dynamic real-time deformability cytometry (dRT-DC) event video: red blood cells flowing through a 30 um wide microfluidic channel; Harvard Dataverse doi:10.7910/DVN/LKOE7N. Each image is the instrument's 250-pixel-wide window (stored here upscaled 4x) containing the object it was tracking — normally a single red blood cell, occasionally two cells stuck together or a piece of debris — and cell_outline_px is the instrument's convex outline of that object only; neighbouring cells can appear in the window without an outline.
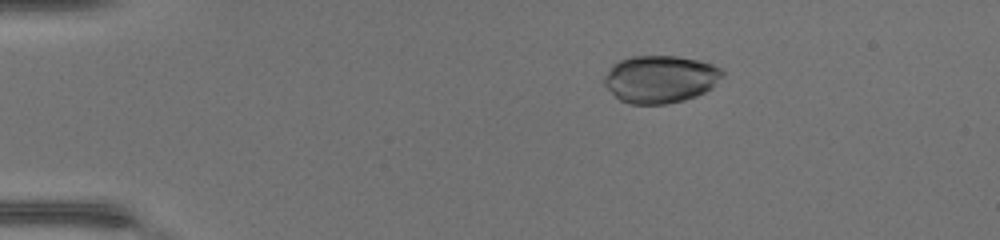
{"species": "common noctule bat (a hibernating species)", "species_latin": "Nyctalus noctula", "temperature_condition": "warm", "stored_images_in_passage": 49, "camera_frame_rate_fps": 3000, "um_per_image_px": 0.085, "animal": {"sex": "female", "body_mass_g": 17.0, "forearm_length_mm": 48.0}, "frame": {"image": 1, "passage_image": 10, "time_ms": 3.0, "image_size_px": [1000, 240], "cell_outline_px": [[724, 76], [712, 88], [696, 96], [684, 100], [668, 104], [628, 104], [620, 100], [604, 84], [604, 76], [612, 64], [620, 60], [632, 56], [676, 56], [700, 60], [712, 64], [720, 68], [724, 72]], "centroid_in_image_um": [56.14, 6.72], "position_along_channel_um": 28.9, "area_um2": 32.89}}
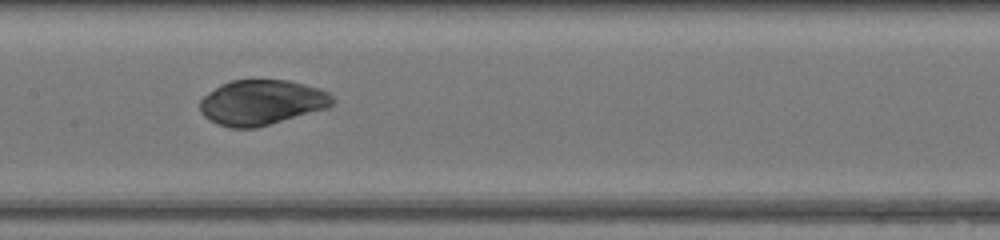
{"frame": {"image": 2, "passage_image": 26, "time_ms": 8.333, "image_size_px": [1000, 240], "cell_outline_px": [[336, 100], [328, 108], [256, 128], [232, 128], [220, 124], [204, 116], [200, 112], [200, 100], [204, 96], [220, 84], [232, 80], [288, 80], [304, 84], [328, 92]], "centroid_in_image_um": [22.25, 8.7], "position_along_channel_um": 185.2, "area_um2": 34.68}}
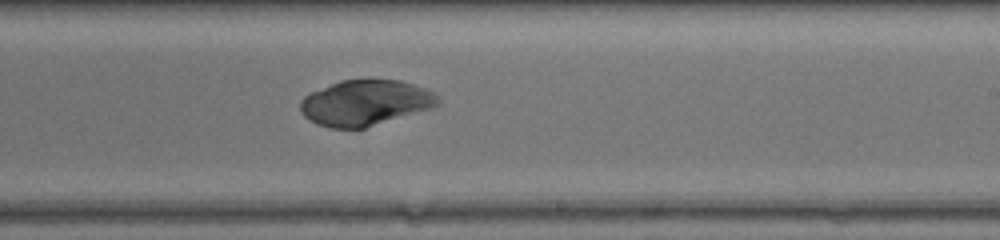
{"frame": {"image": 3, "passage_image": 31, "time_ms": 10.0, "image_size_px": [1000, 240], "cell_outline_px": [[440, 104], [432, 108], [364, 128], [328, 128], [316, 124], [308, 120], [300, 112], [300, 100], [304, 96], [312, 92], [340, 80], [400, 80], [436, 92], [440, 96]], "centroid_in_image_um": [31.06, 8.74], "position_along_channel_um": 257.9, "area_um2": 36.65}}